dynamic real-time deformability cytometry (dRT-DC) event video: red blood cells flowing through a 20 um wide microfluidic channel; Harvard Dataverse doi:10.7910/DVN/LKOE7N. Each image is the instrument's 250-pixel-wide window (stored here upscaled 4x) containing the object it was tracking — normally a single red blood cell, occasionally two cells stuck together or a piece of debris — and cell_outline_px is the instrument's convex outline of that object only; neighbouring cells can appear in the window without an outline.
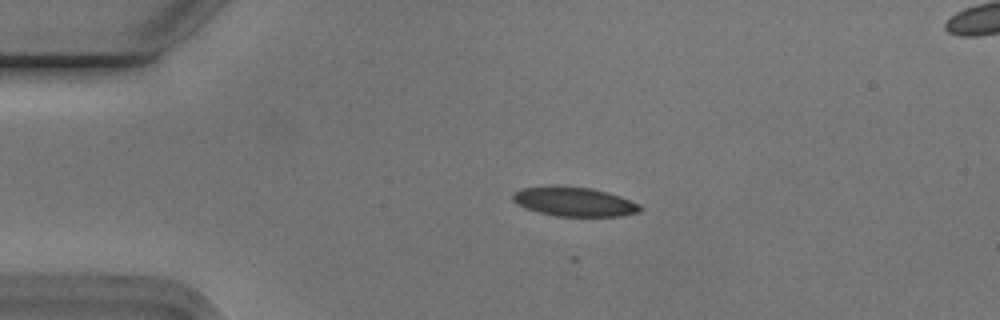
{"species": "Egyptian fruit bat (a non-hibernating species)", "species_latin": "Rousettus aegyptiacus", "temperature_condition": "cold", "stored_images_in_passage": 37, "camera_frame_rate_fps": 3000, "um_per_image_px": 0.085, "animal": {"sex": "male"}, "frame": {"image": 1, "passage_image": 1, "time_ms": 0.0, "image_size_px": [1000, 320], "cell_outline_px": [[644, 208], [640, 212], [624, 216], [556, 216], [524, 208], [516, 204], [512, 200], [512, 192], [520, 188], [552, 184], [556, 184], [592, 188], [608, 192], [620, 196], [640, 204]], "centroid_in_image_um": [48.78, 17.12], "position_along_channel_um": 36.2, "area_um2": 22.37}}
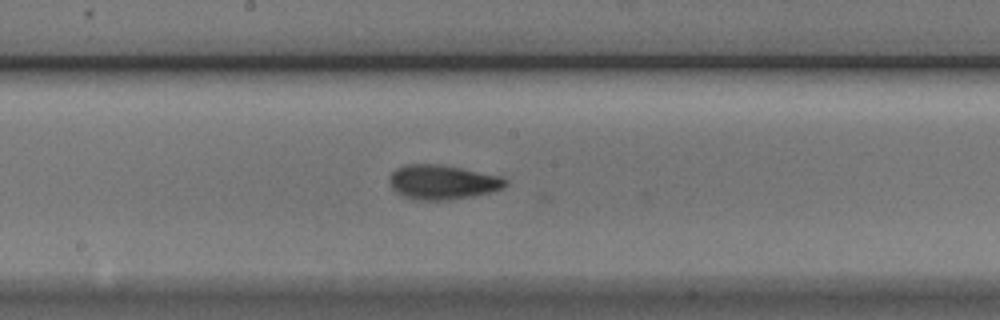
{"frame": {"image": 2, "passage_image": 18, "time_ms": 5.667, "image_size_px": [1000, 320], "cell_outline_px": [[508, 184], [504, 188], [492, 192], [472, 196], [448, 200], [416, 200], [400, 196], [392, 188], [388, 180], [388, 176], [396, 168], [404, 164], [440, 164], [504, 176], [508, 180]], "centroid_in_image_um": [37.62, 15.48], "position_along_channel_um": 210.6, "area_um2": 23.81}}
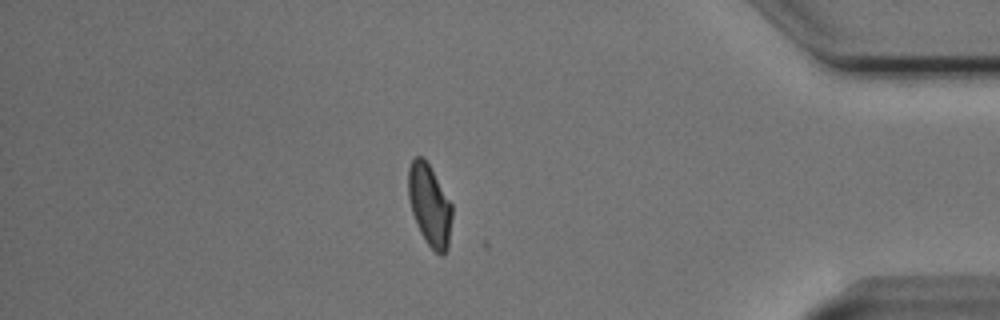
{"frame": {"image": 3, "passage_image": 36, "time_ms": 11.667, "image_size_px": [1000, 320], "cell_outline_px": [[452, 216], [448, 248], [440, 256], [424, 240], [420, 232], [412, 212], [408, 196], [408, 168], [412, 160], [416, 156], [420, 156], [428, 164], [452, 204]], "centroid_in_image_um": [36.51, 17.46], "position_along_channel_um": 398.7, "area_um2": 20.52}}